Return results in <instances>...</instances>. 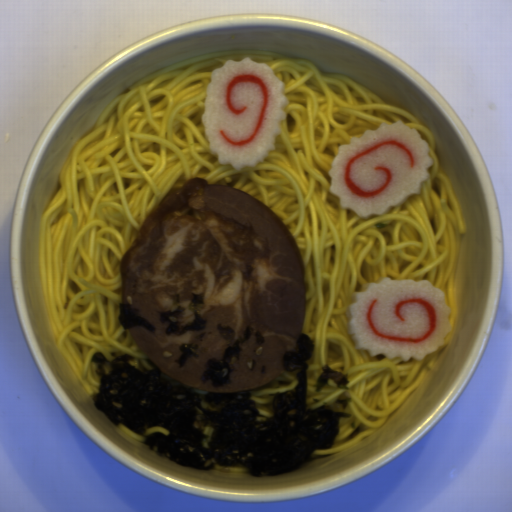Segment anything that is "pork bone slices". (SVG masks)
<instances>
[{
	"mask_svg": "<svg viewBox=\"0 0 512 512\" xmlns=\"http://www.w3.org/2000/svg\"><path fill=\"white\" fill-rule=\"evenodd\" d=\"M121 302L154 325L129 328L135 345L170 378L194 389L236 392L275 382L286 353L303 333L307 275L289 229L267 205L238 188L192 178L171 188L150 212L132 244L121 255ZM204 294L200 316L206 328L166 335L156 314L186 307ZM234 328L235 339L253 327L255 338L230 359V384H202L212 358L221 359L227 340L217 325ZM183 342L198 343V358L175 364Z\"/></svg>",
	"mask_w": 512,
	"mask_h": 512,
	"instance_id": "obj_1",
	"label": "pork bone slices"
}]
</instances>
